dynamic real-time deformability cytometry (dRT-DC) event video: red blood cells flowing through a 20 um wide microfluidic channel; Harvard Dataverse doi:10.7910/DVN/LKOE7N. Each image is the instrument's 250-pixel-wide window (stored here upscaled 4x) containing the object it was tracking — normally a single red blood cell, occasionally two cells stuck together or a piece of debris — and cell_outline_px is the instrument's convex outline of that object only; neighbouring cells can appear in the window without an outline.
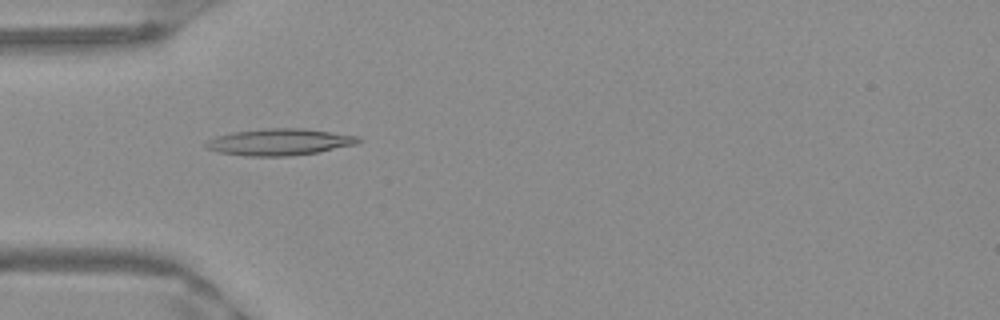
{"species": "Egyptian fruit bat (a non-hibernating species)", "species_latin": "Rousettus aegyptiacus", "temperature_condition": "warm", "stored_images_in_passage": 50, "camera_frame_rate_fps": 3000, "um_per_image_px": 0.085, "frame": {"image": 1, "passage_image": 15, "time_ms": 4.667, "image_size_px": [1000, 320], "cell_outline_px": [[360, 140], [356, 144], [316, 152], [292, 156], [244, 156], [216, 152], [204, 148], [204, 144], [208, 140], [216, 136], [232, 132], [264, 128], [304, 128], [360, 136]], "centroid_in_image_um": [23.69, 12.07], "position_along_channel_um": 61.3, "area_um2": 23.81}}
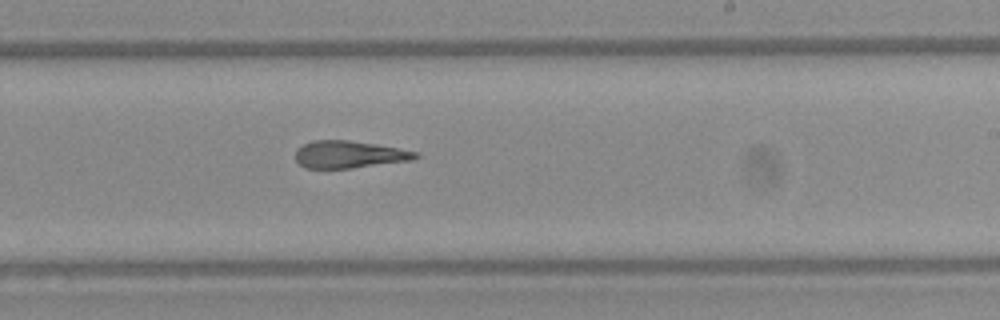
{"frame": {"image": 2, "passage_image": 30, "time_ms": 9.667, "image_size_px": [1000, 320], "cell_outline_px": [[420, 156], [412, 160], [352, 168], [304, 168], [296, 160], [296, 148], [312, 140], [348, 140], [420, 152]], "centroid_in_image_um": [29.66, 13.13], "position_along_channel_um": 259.3, "area_um2": 18.96}}
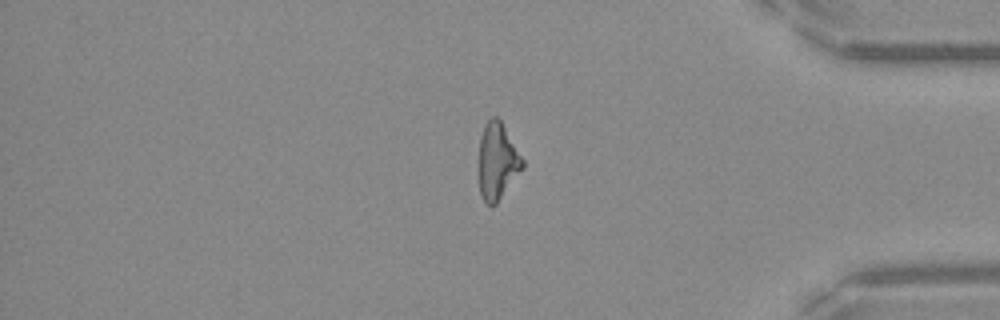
{"frame": {"image": 3, "passage_image": 42, "time_ms": 13.667, "image_size_px": [1000, 320], "cell_outline_px": [[524, 168], [496, 204], [492, 208], [484, 204], [480, 192], [480, 136], [484, 124], [492, 116], [496, 116], [500, 120], [524, 160]], "centroid_in_image_um": [42.29, 13.74], "position_along_channel_um": 392.9, "area_um2": 19.48}, "authors_computed_cell_mechanics": {"area_um2": 20.4901, "velocity_mm_per_s": 3.9843, "shape_relaxation_time_tau1_ms": null, "shape_relaxation_time_tau2_ms": 3.7598, "deformation_change_tau1": null, "deformation_change_tau2": 0.1684}}